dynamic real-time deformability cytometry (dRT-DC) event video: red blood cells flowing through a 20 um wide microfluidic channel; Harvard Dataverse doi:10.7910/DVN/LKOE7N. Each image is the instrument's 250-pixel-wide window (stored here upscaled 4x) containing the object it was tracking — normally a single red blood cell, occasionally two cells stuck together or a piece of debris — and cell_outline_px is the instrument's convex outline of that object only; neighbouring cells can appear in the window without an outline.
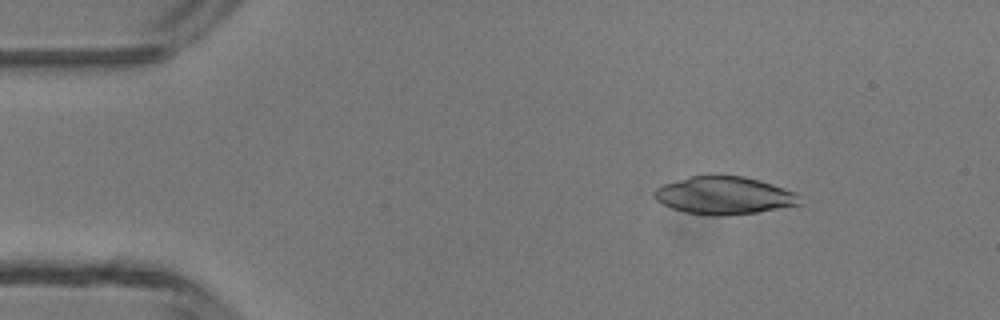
{"species": "common noctule bat (a hibernating species)", "species_latin": "Nyctalus noctula", "temperature_condition": "room temperature", "stored_images_in_passage": 3, "camera_frame_rate_fps": 3000, "um_per_image_px": 0.085, "animal": {"sex": "male", "body_mass_g": 13.3}, "frame": {"image": 1, "passage_image": 1, "time_ms": 0.0, "image_size_px": [1000, 320], "cell_outline_px": [[804, 204], [756, 212], [728, 216], [708, 216], [684, 212], [672, 208], [656, 200], [652, 196], [652, 192], [656, 188], [664, 184], [676, 180], [692, 176], [744, 176], [760, 180], [796, 192], [800, 196]], "centroid_in_image_um": [61.57, 16.63], "position_along_channel_um": 23.4, "area_um2": 32.19}}